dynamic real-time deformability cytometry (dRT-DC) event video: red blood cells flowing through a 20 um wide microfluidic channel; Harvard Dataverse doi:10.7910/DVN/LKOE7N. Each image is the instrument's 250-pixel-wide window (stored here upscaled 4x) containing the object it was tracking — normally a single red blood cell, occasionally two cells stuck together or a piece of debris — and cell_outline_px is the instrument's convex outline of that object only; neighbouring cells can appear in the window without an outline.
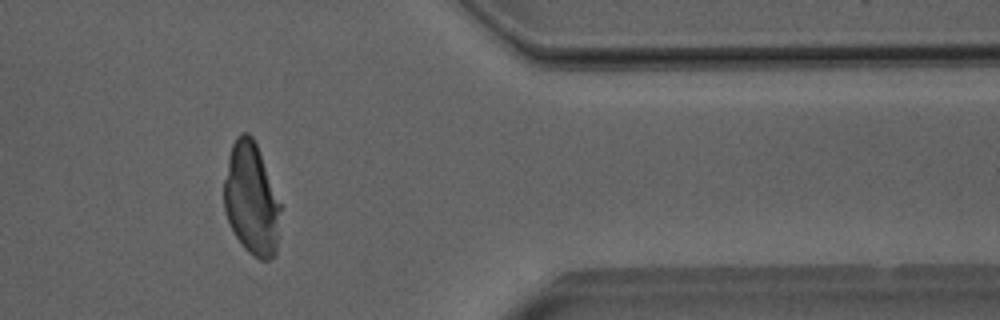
{"species": "Egyptian fruit bat (a non-hibernating species)", "species_latin": "Rousettus aegyptiacus", "temperature_condition": "room temperature", "stored_images_in_passage": 42, "camera_frame_rate_fps": 3000, "um_per_image_px": 0.085, "animal": {"sex": "male"}, "frame": {"image": 1, "passage_image": 33, "time_ms": 10.667, "image_size_px": [1000, 320], "cell_outline_px": [[280, 208], [276, 256], [268, 260], [260, 260], [252, 256], [244, 248], [236, 236], [224, 212], [224, 180], [228, 156], [232, 144], [236, 136], [240, 132], [248, 132], [252, 136], [256, 144], [280, 204]], "centroid_in_image_um": [21.35, 16.94], "position_along_channel_um": 390.1, "area_um2": 36.7}}
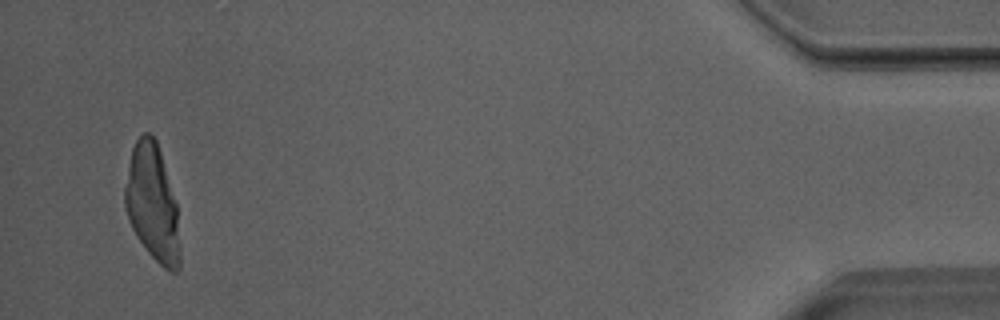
{"frame": {"image": 2, "passage_image": 40, "time_ms": 13.0, "image_size_px": [1000, 320], "cell_outline_px": [[180, 268], [176, 272], [172, 272], [164, 268], [148, 252], [136, 236], [128, 220], [124, 208], [124, 188], [132, 148], [136, 140], [144, 132], [148, 132], [156, 140], [160, 152], [176, 204], [180, 248]], "centroid_in_image_um": [12.94, 17.3], "position_along_channel_um": 422.3, "area_um2": 37.11}}